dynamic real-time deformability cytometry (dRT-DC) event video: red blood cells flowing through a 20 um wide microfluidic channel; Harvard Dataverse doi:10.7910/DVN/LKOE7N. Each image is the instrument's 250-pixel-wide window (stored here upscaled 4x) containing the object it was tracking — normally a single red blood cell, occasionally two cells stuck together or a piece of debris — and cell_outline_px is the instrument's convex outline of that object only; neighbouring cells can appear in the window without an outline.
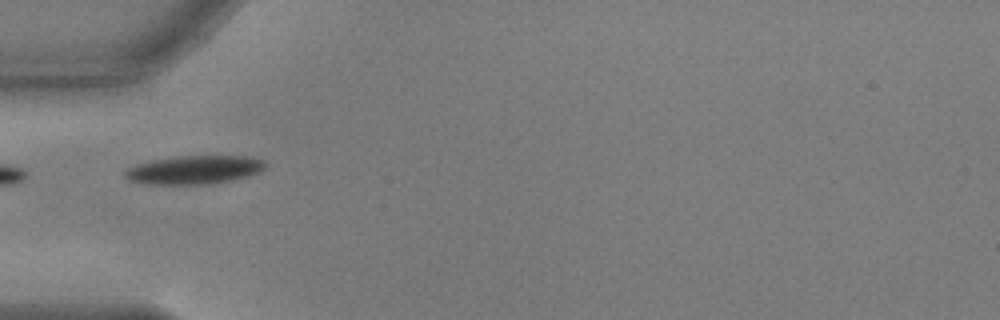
{"species": "common noctule bat (a hibernating species)", "species_latin": "Nyctalus noctula", "temperature_condition": "warm", "stored_images_in_passage": 34, "camera_frame_rate_fps": 3000, "um_per_image_px": 0.085, "animal": {"sex": "male", "body_mass_g": 17.9, "forearm_length_mm": 54.2}, "frame": {"image": 1, "passage_image": 1, "time_ms": 0.0, "image_size_px": [1000, 320], "cell_outline_px": [[268, 164], [260, 172], [248, 176], [232, 180], [212, 184], [148, 184], [128, 180], [124, 176], [124, 172], [128, 168], [136, 164], [148, 160], [176, 156], [252, 156], [264, 160]], "centroid_in_image_um": [16.53, 14.42], "position_along_channel_um": 68.5, "area_um2": 23.64}}
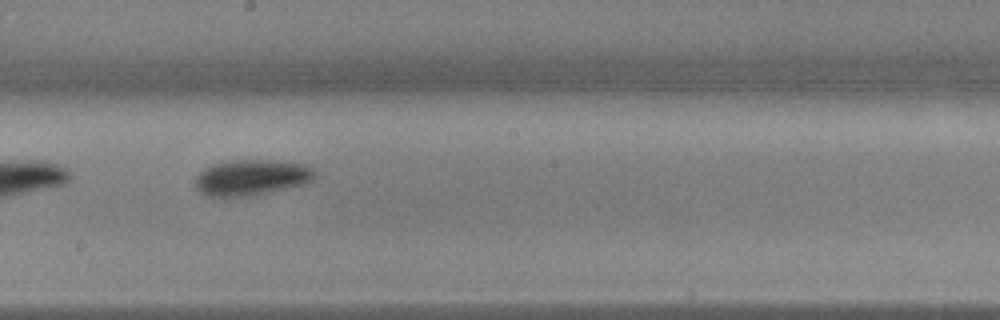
{"frame": {"image": 2, "passage_image": 14, "time_ms": 4.333, "image_size_px": [1000, 320], "cell_outline_px": [[316, 176], [312, 180], [304, 184], [256, 196], [224, 200], [208, 196], [200, 192], [196, 188], [196, 176], [204, 168], [212, 164], [232, 160], [268, 160], [300, 164], [312, 168], [316, 172]], "centroid_in_image_um": [21.32, 15.14], "position_along_channel_um": 226.9, "area_um2": 25.61}}
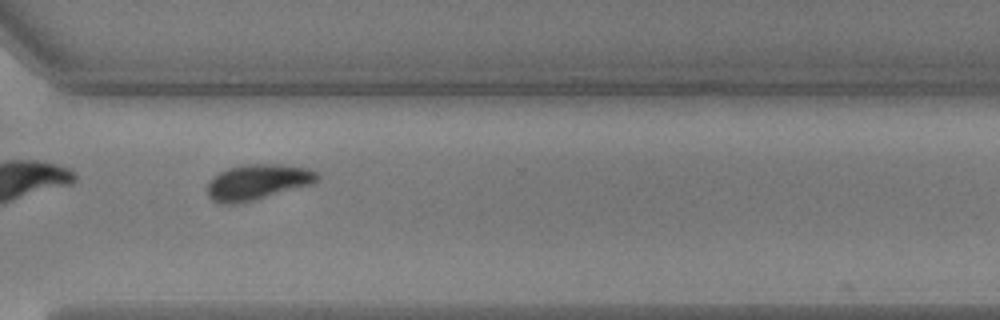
{"frame": {"image": 3, "passage_image": 24, "time_ms": 7.667, "image_size_px": [1000, 320], "cell_outline_px": [[320, 176], [312, 184], [252, 200], [236, 204], [220, 204], [212, 200], [208, 196], [204, 188], [208, 180], [212, 176], [228, 168], [248, 164], [276, 164], [308, 168], [316, 172]], "centroid_in_image_um": [21.8, 15.48], "position_along_channel_um": 348.8, "area_um2": 22.77}}